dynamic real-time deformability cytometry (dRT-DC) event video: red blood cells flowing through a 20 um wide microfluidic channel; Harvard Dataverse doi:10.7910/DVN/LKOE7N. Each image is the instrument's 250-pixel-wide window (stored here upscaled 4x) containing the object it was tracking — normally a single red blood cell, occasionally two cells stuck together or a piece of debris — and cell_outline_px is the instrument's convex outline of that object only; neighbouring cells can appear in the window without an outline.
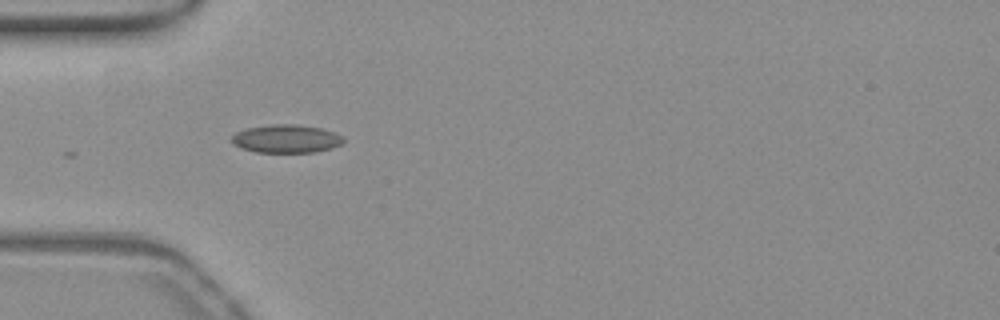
{"species": "common noctule bat (a hibernating species)", "species_latin": "Nyctalus noctula", "temperature_condition": "warm", "stored_images_in_passage": 14, "camera_frame_rate_fps": 3000, "um_per_image_px": 0.085, "animal": {"sex": "female", "body_mass_g": 19.3, "forearm_length_mm": 54.1}, "frame": {"image": 1, "passage_image": 1, "time_ms": 0.0, "image_size_px": [1000, 320], "cell_outline_px": [[344, 144], [332, 148], [316, 152], [256, 152], [240, 148], [232, 144], [232, 136], [236, 132], [248, 128], [272, 124], [296, 124], [320, 128], [344, 136]], "centroid_in_image_um": [24.35, 11.8], "position_along_channel_um": 60.7, "area_um2": 18.44}}
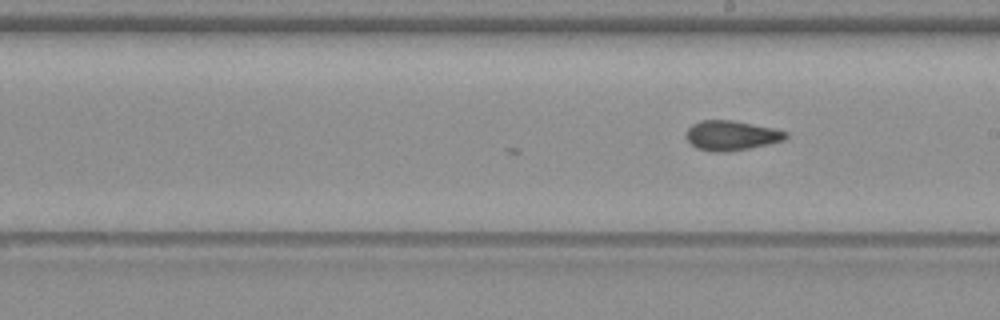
{"frame": {"image": 2, "passage_image": 14, "time_ms": 4.333, "image_size_px": [1000, 320], "cell_outline_px": [[788, 136], [784, 140], [768, 144], [748, 148], [724, 152], [712, 152], [696, 148], [684, 136], [684, 132], [692, 124], [700, 120], [732, 120], [772, 128], [788, 132]], "centroid_in_image_um": [62.12, 11.51], "position_along_channel_um": 226.9, "area_um2": 17.28}}